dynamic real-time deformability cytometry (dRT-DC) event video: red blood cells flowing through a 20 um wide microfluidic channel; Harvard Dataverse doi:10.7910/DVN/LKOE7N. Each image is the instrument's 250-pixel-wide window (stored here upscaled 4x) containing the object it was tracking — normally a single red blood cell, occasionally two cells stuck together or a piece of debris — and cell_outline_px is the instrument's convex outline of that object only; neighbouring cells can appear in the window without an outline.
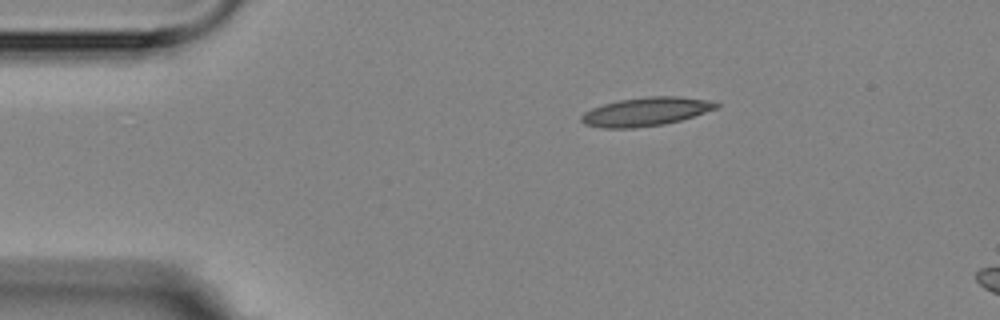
{"species": "Egyptian fruit bat (a non-hibernating species)", "species_latin": "Rousettus aegyptiacus", "temperature_condition": "room temperature", "stored_images_in_passage": 4, "camera_frame_rate_fps": 3000, "um_per_image_px": 0.085, "animal": {"sex": "female"}, "frame": {"image": 1, "passage_image": 4, "time_ms": 3.667, "image_size_px": [1000, 320], "cell_outline_px": [[720, 108], [680, 120], [664, 124], [632, 128], [600, 128], [584, 124], [580, 120], [580, 116], [584, 112], [592, 108], [604, 104], [620, 100], [648, 96], [680, 96], [704, 100], [720, 104]], "centroid_in_image_um": [54.88, 9.49], "position_along_channel_um": 30.1, "area_um2": 22.43}}